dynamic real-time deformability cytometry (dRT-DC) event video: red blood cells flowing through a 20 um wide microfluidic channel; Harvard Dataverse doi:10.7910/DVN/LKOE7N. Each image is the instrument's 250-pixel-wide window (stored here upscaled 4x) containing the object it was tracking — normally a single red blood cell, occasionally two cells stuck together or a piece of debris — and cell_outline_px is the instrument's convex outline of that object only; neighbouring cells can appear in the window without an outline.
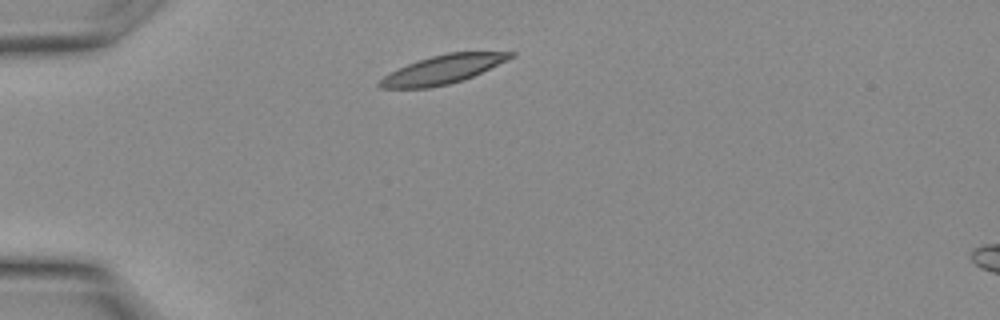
{"species": "Egyptian fruit bat (a non-hibernating species)", "species_latin": "Rousettus aegyptiacus", "temperature_condition": "warm", "stored_images_in_passage": 20, "camera_frame_rate_fps": 3000, "um_per_image_px": 0.085, "animal": {"sex": "female"}, "frame": {"image": 1, "passage_image": 1, "time_ms": 0.0, "image_size_px": [1000, 320], "cell_outline_px": [[516, 56], [464, 80], [448, 84], [428, 88], [380, 88], [376, 84], [384, 76], [408, 64], [432, 56], [448, 52], [516, 52]], "centroid_in_image_um": [37.66, 5.91], "position_along_channel_um": 47.3, "area_um2": 21.5}}
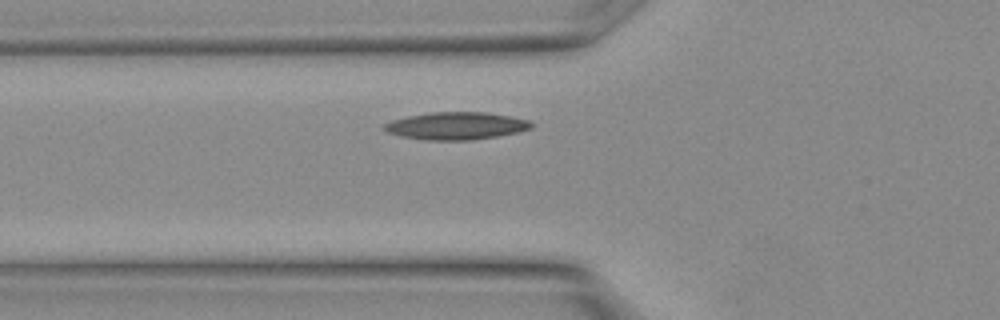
{"frame": {"image": 2, "passage_image": 4, "time_ms": 1.0, "image_size_px": [1000, 320], "cell_outline_px": [[532, 128], [516, 132], [496, 136], [472, 140], [428, 140], [400, 136], [388, 132], [384, 128], [384, 124], [392, 120], [408, 116], [432, 112], [484, 112], [508, 116], [528, 120], [532, 124]], "centroid_in_image_um": [38.75, 10.7], "position_along_channel_um": 87.0, "area_um2": 23.24}}
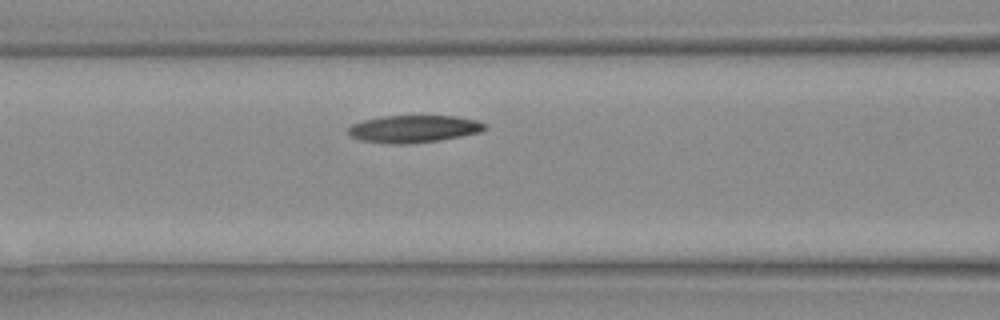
{"frame": {"image": 3, "passage_image": 6, "time_ms": 1.667, "image_size_px": [1000, 320], "cell_outline_px": [[488, 128], [480, 132], [440, 140], [360, 140], [352, 136], [348, 132], [348, 128], [352, 124], [364, 120], [380, 116], [456, 116], [476, 120], [488, 124]], "centroid_in_image_um": [35.27, 10.88], "position_along_channel_um": 131.3, "area_um2": 20.4}}